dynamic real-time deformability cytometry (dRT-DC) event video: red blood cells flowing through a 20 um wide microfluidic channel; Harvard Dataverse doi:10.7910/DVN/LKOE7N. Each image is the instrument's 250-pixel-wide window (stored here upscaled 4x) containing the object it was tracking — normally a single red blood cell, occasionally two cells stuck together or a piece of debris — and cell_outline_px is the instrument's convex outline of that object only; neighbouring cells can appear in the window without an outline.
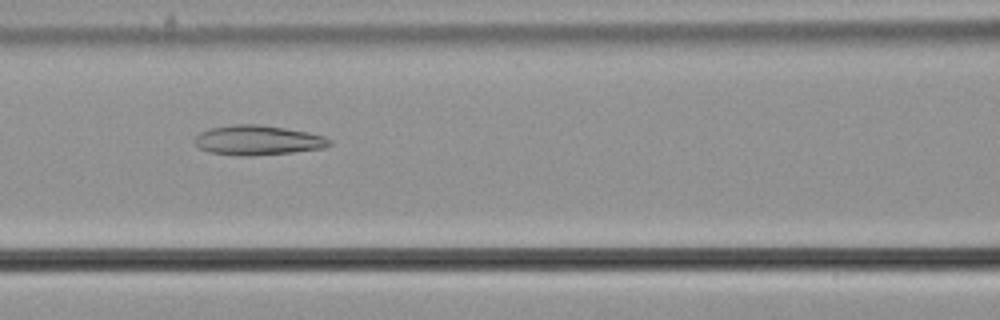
{"species": "common noctule bat (a hibernating species)", "species_latin": "Nyctalus noctula", "temperature_condition": "cold", "stored_images_in_passage": 50, "camera_frame_rate_fps": 3000, "um_per_image_px": 0.085, "animal": {"sex": "male", "body_mass_g": 21.5, "forearm_length_mm": 52.0}, "frame": {"image": 1, "passage_image": 19, "time_ms": 6.0, "image_size_px": [1000, 320], "cell_outline_px": [[332, 144], [324, 148], [292, 152], [252, 156], [240, 156], [208, 152], [200, 148], [192, 140], [200, 132], [208, 128], [232, 124], [260, 124], [308, 132], [324, 136], [332, 140]], "centroid_in_image_um": [21.9, 11.91], "position_along_channel_um": 144.7, "area_um2": 23.58}}
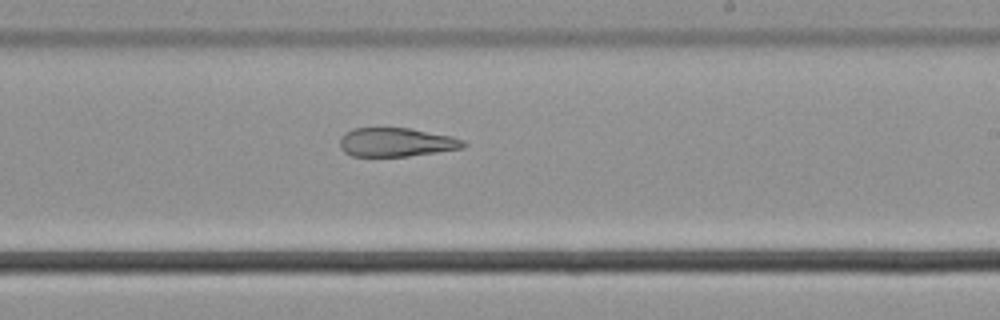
{"frame": {"image": 2, "passage_image": 28, "time_ms": 9.0, "image_size_px": [1000, 320], "cell_outline_px": [[468, 144], [464, 148], [408, 156], [352, 156], [344, 152], [340, 148], [340, 140], [344, 132], [352, 128], [408, 128], [452, 136], [464, 140]], "centroid_in_image_um": [33.68, 12.09], "position_along_channel_um": 255.3, "area_um2": 20.81}}
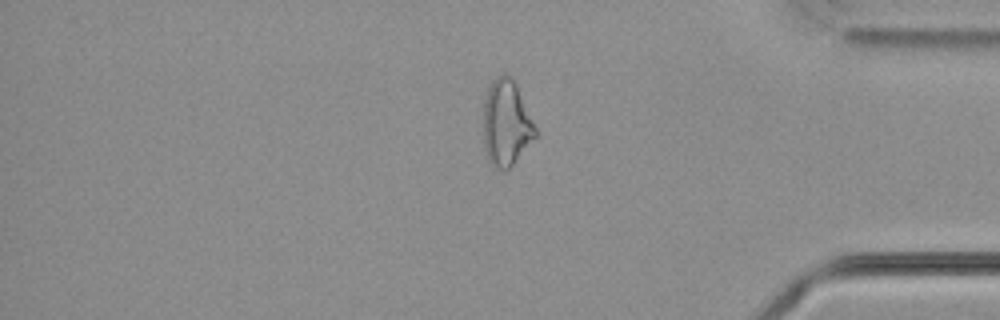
{"frame": {"image": 3, "passage_image": 41, "time_ms": 13.333, "image_size_px": [1000, 320], "cell_outline_px": [[536, 136], [512, 164], [504, 172], [496, 168], [488, 160], [484, 148], [484, 100], [488, 88], [492, 80], [496, 76], [504, 72], [512, 76], [516, 84], [536, 128]], "centroid_in_image_um": [43.01, 10.43], "position_along_channel_um": 392.2, "area_um2": 25.89}, "authors_computed_cell_mechanics": {"area_um2": 25.8366, "velocity_mm_per_s": 3.706, "shape_relaxation_time_tau1_ms": null, "shape_relaxation_time_tau2_ms": 8.9516, "deformation_change_tau1": null, "deformation_change_tau2": 0.2016}}